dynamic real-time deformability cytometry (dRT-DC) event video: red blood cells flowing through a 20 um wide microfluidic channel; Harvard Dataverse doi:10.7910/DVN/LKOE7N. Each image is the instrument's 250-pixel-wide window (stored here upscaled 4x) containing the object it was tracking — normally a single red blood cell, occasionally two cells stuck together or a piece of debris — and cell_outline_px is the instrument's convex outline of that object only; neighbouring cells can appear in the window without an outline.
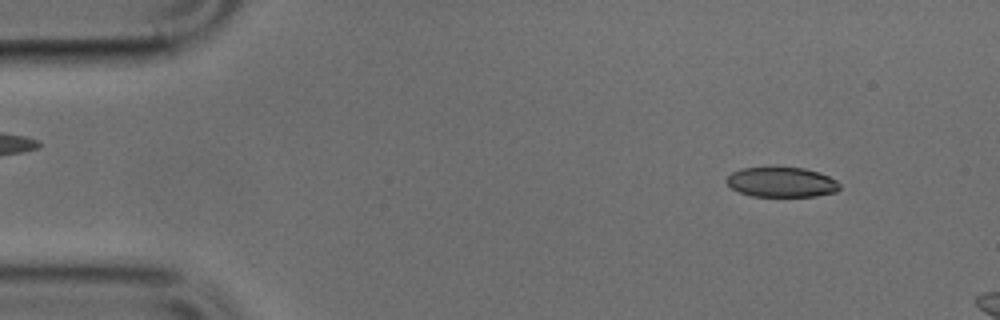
{"species": "common noctule bat (a hibernating species)", "species_latin": "Nyctalus noctula", "temperature_condition": "cold", "stored_images_in_passage": 8, "camera_frame_rate_fps": 3000, "um_per_image_px": 0.085, "animal": {"sex": "male", "body_mass_g": 17.9, "forearm_length_mm": 54.2}, "frame": {"image": 1, "passage_image": 3, "time_ms": 0.667, "image_size_px": [1000, 320], "cell_outline_px": [[840, 188], [836, 192], [816, 196], [752, 196], [740, 192], [732, 188], [724, 180], [732, 172], [740, 168], [804, 168], [820, 172], [836, 180], [840, 184]], "centroid_in_image_um": [66.44, 15.49], "position_along_channel_um": 18.6, "area_um2": 19.65}}